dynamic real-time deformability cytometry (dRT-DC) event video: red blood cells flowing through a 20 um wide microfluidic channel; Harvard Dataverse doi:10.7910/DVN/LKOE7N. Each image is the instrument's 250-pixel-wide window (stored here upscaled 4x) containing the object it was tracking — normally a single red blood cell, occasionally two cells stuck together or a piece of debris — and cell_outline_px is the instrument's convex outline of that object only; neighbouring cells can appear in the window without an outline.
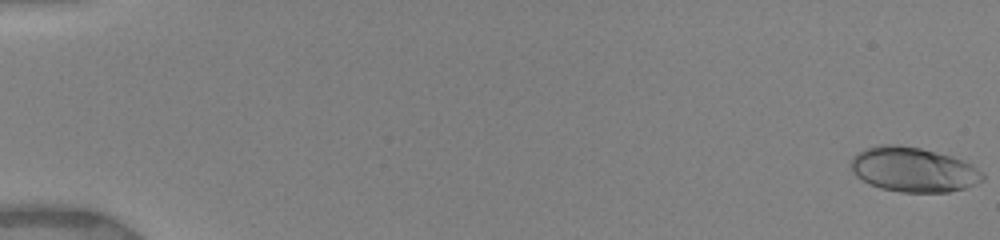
{"species": "human", "species_latin": "Homo sapiens", "temperature_condition": "warm", "stored_images_in_passage": 3, "camera_frame_rate_fps": 3000, "um_per_image_px": 0.085, "donor": {"sex": "female"}, "frame": {"image": 1, "passage_image": 1, "time_ms": 0.0, "image_size_px": [1000, 240], "cell_outline_px": [[984, 180], [964, 188], [948, 192], [900, 192], [880, 188], [856, 176], [852, 172], [848, 164], [852, 156], [856, 152], [864, 148], [880, 144], [900, 144], [920, 148], [952, 156], [964, 160], [972, 164], [984, 172]], "centroid_in_image_um": [77.61, 14.39], "position_along_channel_um": 7.4, "area_um2": 34.74}}